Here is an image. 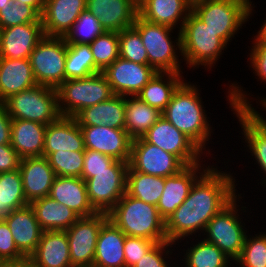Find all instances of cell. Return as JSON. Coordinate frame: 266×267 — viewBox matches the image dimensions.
Here are the masks:
<instances>
[{
  "instance_id": "23",
  "label": "cell",
  "mask_w": 266,
  "mask_h": 267,
  "mask_svg": "<svg viewBox=\"0 0 266 267\" xmlns=\"http://www.w3.org/2000/svg\"><path fill=\"white\" fill-rule=\"evenodd\" d=\"M86 10L99 19L105 31L130 28L138 15V8L129 0H87Z\"/></svg>"
},
{
  "instance_id": "5",
  "label": "cell",
  "mask_w": 266,
  "mask_h": 267,
  "mask_svg": "<svg viewBox=\"0 0 266 267\" xmlns=\"http://www.w3.org/2000/svg\"><path fill=\"white\" fill-rule=\"evenodd\" d=\"M227 43L191 11L181 29V55L190 67L209 66L218 60ZM199 65V66H198Z\"/></svg>"
},
{
  "instance_id": "4",
  "label": "cell",
  "mask_w": 266,
  "mask_h": 267,
  "mask_svg": "<svg viewBox=\"0 0 266 267\" xmlns=\"http://www.w3.org/2000/svg\"><path fill=\"white\" fill-rule=\"evenodd\" d=\"M56 91L61 117H75L84 108L114 96L103 72L85 78L65 80Z\"/></svg>"
},
{
  "instance_id": "19",
  "label": "cell",
  "mask_w": 266,
  "mask_h": 267,
  "mask_svg": "<svg viewBox=\"0 0 266 267\" xmlns=\"http://www.w3.org/2000/svg\"><path fill=\"white\" fill-rule=\"evenodd\" d=\"M201 168L199 162L186 166L181 172L165 178L164 190L157 204L159 215L164 221L183 203L193 184L209 169V166L205 170L203 168V172H198Z\"/></svg>"
},
{
  "instance_id": "57",
  "label": "cell",
  "mask_w": 266,
  "mask_h": 267,
  "mask_svg": "<svg viewBox=\"0 0 266 267\" xmlns=\"http://www.w3.org/2000/svg\"><path fill=\"white\" fill-rule=\"evenodd\" d=\"M191 6H193L194 4H196V3H199V2H201V1H203V0H186Z\"/></svg>"
},
{
  "instance_id": "58",
  "label": "cell",
  "mask_w": 266,
  "mask_h": 267,
  "mask_svg": "<svg viewBox=\"0 0 266 267\" xmlns=\"http://www.w3.org/2000/svg\"><path fill=\"white\" fill-rule=\"evenodd\" d=\"M261 102L262 103H260V104H262V106H264V109H265L266 108V99L265 98L262 99Z\"/></svg>"
},
{
  "instance_id": "55",
  "label": "cell",
  "mask_w": 266,
  "mask_h": 267,
  "mask_svg": "<svg viewBox=\"0 0 266 267\" xmlns=\"http://www.w3.org/2000/svg\"><path fill=\"white\" fill-rule=\"evenodd\" d=\"M12 0H0V11L2 8L11 5Z\"/></svg>"
},
{
  "instance_id": "42",
  "label": "cell",
  "mask_w": 266,
  "mask_h": 267,
  "mask_svg": "<svg viewBox=\"0 0 266 267\" xmlns=\"http://www.w3.org/2000/svg\"><path fill=\"white\" fill-rule=\"evenodd\" d=\"M119 35V57L141 65H149L147 50L142 43L140 34L133 28H127Z\"/></svg>"
},
{
  "instance_id": "6",
  "label": "cell",
  "mask_w": 266,
  "mask_h": 267,
  "mask_svg": "<svg viewBox=\"0 0 266 267\" xmlns=\"http://www.w3.org/2000/svg\"><path fill=\"white\" fill-rule=\"evenodd\" d=\"M251 5V1L203 0L192 6V12L228 44L248 20L253 10Z\"/></svg>"
},
{
  "instance_id": "33",
  "label": "cell",
  "mask_w": 266,
  "mask_h": 267,
  "mask_svg": "<svg viewBox=\"0 0 266 267\" xmlns=\"http://www.w3.org/2000/svg\"><path fill=\"white\" fill-rule=\"evenodd\" d=\"M162 116L157 108L149 106L136 96L125 102V130L132 140L142 138Z\"/></svg>"
},
{
  "instance_id": "24",
  "label": "cell",
  "mask_w": 266,
  "mask_h": 267,
  "mask_svg": "<svg viewBox=\"0 0 266 267\" xmlns=\"http://www.w3.org/2000/svg\"><path fill=\"white\" fill-rule=\"evenodd\" d=\"M48 196L71 208L79 217H89L97 213L90 204L85 180L82 178L56 176Z\"/></svg>"
},
{
  "instance_id": "45",
  "label": "cell",
  "mask_w": 266,
  "mask_h": 267,
  "mask_svg": "<svg viewBox=\"0 0 266 267\" xmlns=\"http://www.w3.org/2000/svg\"><path fill=\"white\" fill-rule=\"evenodd\" d=\"M115 161L116 160L110 156L85 148L81 178L87 180L92 177V173L109 171V167Z\"/></svg>"
},
{
  "instance_id": "52",
  "label": "cell",
  "mask_w": 266,
  "mask_h": 267,
  "mask_svg": "<svg viewBox=\"0 0 266 267\" xmlns=\"http://www.w3.org/2000/svg\"><path fill=\"white\" fill-rule=\"evenodd\" d=\"M0 267H31L29 258L0 261Z\"/></svg>"
},
{
  "instance_id": "43",
  "label": "cell",
  "mask_w": 266,
  "mask_h": 267,
  "mask_svg": "<svg viewBox=\"0 0 266 267\" xmlns=\"http://www.w3.org/2000/svg\"><path fill=\"white\" fill-rule=\"evenodd\" d=\"M37 21H41V14L19 0H12L11 5L0 11V29Z\"/></svg>"
},
{
  "instance_id": "27",
  "label": "cell",
  "mask_w": 266,
  "mask_h": 267,
  "mask_svg": "<svg viewBox=\"0 0 266 267\" xmlns=\"http://www.w3.org/2000/svg\"><path fill=\"white\" fill-rule=\"evenodd\" d=\"M126 235L110 219L101 227L96 243L94 267H126Z\"/></svg>"
},
{
  "instance_id": "40",
  "label": "cell",
  "mask_w": 266,
  "mask_h": 267,
  "mask_svg": "<svg viewBox=\"0 0 266 267\" xmlns=\"http://www.w3.org/2000/svg\"><path fill=\"white\" fill-rule=\"evenodd\" d=\"M89 45L94 64L101 72L119 57V35L116 31H105Z\"/></svg>"
},
{
  "instance_id": "7",
  "label": "cell",
  "mask_w": 266,
  "mask_h": 267,
  "mask_svg": "<svg viewBox=\"0 0 266 267\" xmlns=\"http://www.w3.org/2000/svg\"><path fill=\"white\" fill-rule=\"evenodd\" d=\"M12 119H22L49 125L59 117L55 88L35 85L11 95L2 103Z\"/></svg>"
},
{
  "instance_id": "34",
  "label": "cell",
  "mask_w": 266,
  "mask_h": 267,
  "mask_svg": "<svg viewBox=\"0 0 266 267\" xmlns=\"http://www.w3.org/2000/svg\"><path fill=\"white\" fill-rule=\"evenodd\" d=\"M165 75L168 77L167 82L163 78ZM181 77L179 73L157 72L136 97L162 112L170 102L174 91L183 82Z\"/></svg>"
},
{
  "instance_id": "35",
  "label": "cell",
  "mask_w": 266,
  "mask_h": 267,
  "mask_svg": "<svg viewBox=\"0 0 266 267\" xmlns=\"http://www.w3.org/2000/svg\"><path fill=\"white\" fill-rule=\"evenodd\" d=\"M165 177L143 174L130 166L127 171L126 193L136 199L157 206L162 196Z\"/></svg>"
},
{
  "instance_id": "46",
  "label": "cell",
  "mask_w": 266,
  "mask_h": 267,
  "mask_svg": "<svg viewBox=\"0 0 266 267\" xmlns=\"http://www.w3.org/2000/svg\"><path fill=\"white\" fill-rule=\"evenodd\" d=\"M152 241L140 237L126 236L124 242V256L126 267H132L156 244Z\"/></svg>"
},
{
  "instance_id": "48",
  "label": "cell",
  "mask_w": 266,
  "mask_h": 267,
  "mask_svg": "<svg viewBox=\"0 0 266 267\" xmlns=\"http://www.w3.org/2000/svg\"><path fill=\"white\" fill-rule=\"evenodd\" d=\"M172 242L162 241L156 243L136 264L132 267H169L165 258L164 253L169 254V248L172 247ZM165 248V249H164ZM166 251V252H165ZM164 252V253H163ZM164 258V259H163ZM171 267V266H170Z\"/></svg>"
},
{
  "instance_id": "49",
  "label": "cell",
  "mask_w": 266,
  "mask_h": 267,
  "mask_svg": "<svg viewBox=\"0 0 266 267\" xmlns=\"http://www.w3.org/2000/svg\"><path fill=\"white\" fill-rule=\"evenodd\" d=\"M250 53V61L256 75L266 82V44L254 43Z\"/></svg>"
},
{
  "instance_id": "16",
  "label": "cell",
  "mask_w": 266,
  "mask_h": 267,
  "mask_svg": "<svg viewBox=\"0 0 266 267\" xmlns=\"http://www.w3.org/2000/svg\"><path fill=\"white\" fill-rule=\"evenodd\" d=\"M114 95L136 96L156 75L150 65H141L118 57L104 71Z\"/></svg>"
},
{
  "instance_id": "15",
  "label": "cell",
  "mask_w": 266,
  "mask_h": 267,
  "mask_svg": "<svg viewBox=\"0 0 266 267\" xmlns=\"http://www.w3.org/2000/svg\"><path fill=\"white\" fill-rule=\"evenodd\" d=\"M143 138L148 143L177 156L186 166L200 162L202 150L163 116L148 129Z\"/></svg>"
},
{
  "instance_id": "47",
  "label": "cell",
  "mask_w": 266,
  "mask_h": 267,
  "mask_svg": "<svg viewBox=\"0 0 266 267\" xmlns=\"http://www.w3.org/2000/svg\"><path fill=\"white\" fill-rule=\"evenodd\" d=\"M26 257L18 250L11 231L2 218L0 220V261L20 260Z\"/></svg>"
},
{
  "instance_id": "30",
  "label": "cell",
  "mask_w": 266,
  "mask_h": 267,
  "mask_svg": "<svg viewBox=\"0 0 266 267\" xmlns=\"http://www.w3.org/2000/svg\"><path fill=\"white\" fill-rule=\"evenodd\" d=\"M37 85L29 59L0 58V102Z\"/></svg>"
},
{
  "instance_id": "18",
  "label": "cell",
  "mask_w": 266,
  "mask_h": 267,
  "mask_svg": "<svg viewBox=\"0 0 266 267\" xmlns=\"http://www.w3.org/2000/svg\"><path fill=\"white\" fill-rule=\"evenodd\" d=\"M44 36L41 21L1 29L0 58L29 59Z\"/></svg>"
},
{
  "instance_id": "21",
  "label": "cell",
  "mask_w": 266,
  "mask_h": 267,
  "mask_svg": "<svg viewBox=\"0 0 266 267\" xmlns=\"http://www.w3.org/2000/svg\"><path fill=\"white\" fill-rule=\"evenodd\" d=\"M19 171L27 202L47 197L56 177L46 157L21 158Z\"/></svg>"
},
{
  "instance_id": "37",
  "label": "cell",
  "mask_w": 266,
  "mask_h": 267,
  "mask_svg": "<svg viewBox=\"0 0 266 267\" xmlns=\"http://www.w3.org/2000/svg\"><path fill=\"white\" fill-rule=\"evenodd\" d=\"M99 72L89 44H67L65 80L85 78Z\"/></svg>"
},
{
  "instance_id": "14",
  "label": "cell",
  "mask_w": 266,
  "mask_h": 267,
  "mask_svg": "<svg viewBox=\"0 0 266 267\" xmlns=\"http://www.w3.org/2000/svg\"><path fill=\"white\" fill-rule=\"evenodd\" d=\"M129 166L134 171L165 178L186 167L177 156L148 143L143 137L132 140Z\"/></svg>"
},
{
  "instance_id": "28",
  "label": "cell",
  "mask_w": 266,
  "mask_h": 267,
  "mask_svg": "<svg viewBox=\"0 0 266 267\" xmlns=\"http://www.w3.org/2000/svg\"><path fill=\"white\" fill-rule=\"evenodd\" d=\"M126 96L114 95L110 99L84 108L74 118L79 126L106 125L125 129Z\"/></svg>"
},
{
  "instance_id": "26",
  "label": "cell",
  "mask_w": 266,
  "mask_h": 267,
  "mask_svg": "<svg viewBox=\"0 0 266 267\" xmlns=\"http://www.w3.org/2000/svg\"><path fill=\"white\" fill-rule=\"evenodd\" d=\"M29 260L31 267H72L66 232L43 231Z\"/></svg>"
},
{
  "instance_id": "13",
  "label": "cell",
  "mask_w": 266,
  "mask_h": 267,
  "mask_svg": "<svg viewBox=\"0 0 266 267\" xmlns=\"http://www.w3.org/2000/svg\"><path fill=\"white\" fill-rule=\"evenodd\" d=\"M108 219V213L97 212L89 217H80L65 231L72 267L93 266L99 231Z\"/></svg>"
},
{
  "instance_id": "22",
  "label": "cell",
  "mask_w": 266,
  "mask_h": 267,
  "mask_svg": "<svg viewBox=\"0 0 266 267\" xmlns=\"http://www.w3.org/2000/svg\"><path fill=\"white\" fill-rule=\"evenodd\" d=\"M3 219L11 231L18 250L29 258L35 252L43 233L30 204L13 210Z\"/></svg>"
},
{
  "instance_id": "53",
  "label": "cell",
  "mask_w": 266,
  "mask_h": 267,
  "mask_svg": "<svg viewBox=\"0 0 266 267\" xmlns=\"http://www.w3.org/2000/svg\"><path fill=\"white\" fill-rule=\"evenodd\" d=\"M19 1H21L25 5L34 7L40 14H42L46 0H19Z\"/></svg>"
},
{
  "instance_id": "3",
  "label": "cell",
  "mask_w": 266,
  "mask_h": 267,
  "mask_svg": "<svg viewBox=\"0 0 266 267\" xmlns=\"http://www.w3.org/2000/svg\"><path fill=\"white\" fill-rule=\"evenodd\" d=\"M108 218L126 236L156 241H167L165 221L159 215L157 206L145 203L125 193L108 212Z\"/></svg>"
},
{
  "instance_id": "25",
  "label": "cell",
  "mask_w": 266,
  "mask_h": 267,
  "mask_svg": "<svg viewBox=\"0 0 266 267\" xmlns=\"http://www.w3.org/2000/svg\"><path fill=\"white\" fill-rule=\"evenodd\" d=\"M85 151L84 138L74 117H59L46 127L43 157L56 151Z\"/></svg>"
},
{
  "instance_id": "31",
  "label": "cell",
  "mask_w": 266,
  "mask_h": 267,
  "mask_svg": "<svg viewBox=\"0 0 266 267\" xmlns=\"http://www.w3.org/2000/svg\"><path fill=\"white\" fill-rule=\"evenodd\" d=\"M192 6L186 0H145L138 8V15L151 23L175 27L181 20L180 31ZM185 14V15H184ZM183 16V17H182Z\"/></svg>"
},
{
  "instance_id": "2",
  "label": "cell",
  "mask_w": 266,
  "mask_h": 267,
  "mask_svg": "<svg viewBox=\"0 0 266 267\" xmlns=\"http://www.w3.org/2000/svg\"><path fill=\"white\" fill-rule=\"evenodd\" d=\"M199 95L195 85L182 82L162 111V116L203 151L211 136V126Z\"/></svg>"
},
{
  "instance_id": "39",
  "label": "cell",
  "mask_w": 266,
  "mask_h": 267,
  "mask_svg": "<svg viewBox=\"0 0 266 267\" xmlns=\"http://www.w3.org/2000/svg\"><path fill=\"white\" fill-rule=\"evenodd\" d=\"M104 32L99 19L86 10L80 14L64 39L67 44H90Z\"/></svg>"
},
{
  "instance_id": "54",
  "label": "cell",
  "mask_w": 266,
  "mask_h": 267,
  "mask_svg": "<svg viewBox=\"0 0 266 267\" xmlns=\"http://www.w3.org/2000/svg\"><path fill=\"white\" fill-rule=\"evenodd\" d=\"M253 43L266 44V21L264 22L260 31H258V34L256 35V38H255V42H253Z\"/></svg>"
},
{
  "instance_id": "11",
  "label": "cell",
  "mask_w": 266,
  "mask_h": 267,
  "mask_svg": "<svg viewBox=\"0 0 266 267\" xmlns=\"http://www.w3.org/2000/svg\"><path fill=\"white\" fill-rule=\"evenodd\" d=\"M233 84L229 86L232 89L227 96L233 107L231 109L239 118L247 146L253 153L252 156H255L256 162L266 174V120L251 107L246 95L241 91L242 88Z\"/></svg>"
},
{
  "instance_id": "36",
  "label": "cell",
  "mask_w": 266,
  "mask_h": 267,
  "mask_svg": "<svg viewBox=\"0 0 266 267\" xmlns=\"http://www.w3.org/2000/svg\"><path fill=\"white\" fill-rule=\"evenodd\" d=\"M19 169L0 173V216L4 218L13 210L28 205Z\"/></svg>"
},
{
  "instance_id": "51",
  "label": "cell",
  "mask_w": 266,
  "mask_h": 267,
  "mask_svg": "<svg viewBox=\"0 0 266 267\" xmlns=\"http://www.w3.org/2000/svg\"><path fill=\"white\" fill-rule=\"evenodd\" d=\"M12 118L8 115L6 107L0 105V145L10 144L11 142Z\"/></svg>"
},
{
  "instance_id": "29",
  "label": "cell",
  "mask_w": 266,
  "mask_h": 267,
  "mask_svg": "<svg viewBox=\"0 0 266 267\" xmlns=\"http://www.w3.org/2000/svg\"><path fill=\"white\" fill-rule=\"evenodd\" d=\"M47 125L12 119L10 145L21 158L43 157Z\"/></svg>"
},
{
  "instance_id": "1",
  "label": "cell",
  "mask_w": 266,
  "mask_h": 267,
  "mask_svg": "<svg viewBox=\"0 0 266 267\" xmlns=\"http://www.w3.org/2000/svg\"><path fill=\"white\" fill-rule=\"evenodd\" d=\"M233 179L230 173L209 168L193 184L183 203L165 221L167 241L175 243L199 229L204 231L209 220L236 196Z\"/></svg>"
},
{
  "instance_id": "10",
  "label": "cell",
  "mask_w": 266,
  "mask_h": 267,
  "mask_svg": "<svg viewBox=\"0 0 266 267\" xmlns=\"http://www.w3.org/2000/svg\"><path fill=\"white\" fill-rule=\"evenodd\" d=\"M236 198L237 195L212 217L204 230L208 236L204 240L216 245L230 259L235 261L241 255L247 236L243 229L244 226L236 215L238 212Z\"/></svg>"
},
{
  "instance_id": "20",
  "label": "cell",
  "mask_w": 266,
  "mask_h": 267,
  "mask_svg": "<svg viewBox=\"0 0 266 267\" xmlns=\"http://www.w3.org/2000/svg\"><path fill=\"white\" fill-rule=\"evenodd\" d=\"M87 0H46L41 14L45 36L64 37L80 14L86 11Z\"/></svg>"
},
{
  "instance_id": "38",
  "label": "cell",
  "mask_w": 266,
  "mask_h": 267,
  "mask_svg": "<svg viewBox=\"0 0 266 267\" xmlns=\"http://www.w3.org/2000/svg\"><path fill=\"white\" fill-rule=\"evenodd\" d=\"M185 267H228L230 258L216 245L203 240L186 250Z\"/></svg>"
},
{
  "instance_id": "8",
  "label": "cell",
  "mask_w": 266,
  "mask_h": 267,
  "mask_svg": "<svg viewBox=\"0 0 266 267\" xmlns=\"http://www.w3.org/2000/svg\"><path fill=\"white\" fill-rule=\"evenodd\" d=\"M139 34L147 50L148 63L157 72H173L180 74V64L176 50H181V31L175 45L171 40L172 27L151 23L137 15L132 26Z\"/></svg>"
},
{
  "instance_id": "32",
  "label": "cell",
  "mask_w": 266,
  "mask_h": 267,
  "mask_svg": "<svg viewBox=\"0 0 266 267\" xmlns=\"http://www.w3.org/2000/svg\"><path fill=\"white\" fill-rule=\"evenodd\" d=\"M43 231H66L80 217L67 206L49 196L30 203Z\"/></svg>"
},
{
  "instance_id": "44",
  "label": "cell",
  "mask_w": 266,
  "mask_h": 267,
  "mask_svg": "<svg viewBox=\"0 0 266 267\" xmlns=\"http://www.w3.org/2000/svg\"><path fill=\"white\" fill-rule=\"evenodd\" d=\"M247 238L236 264L241 267H266V234Z\"/></svg>"
},
{
  "instance_id": "56",
  "label": "cell",
  "mask_w": 266,
  "mask_h": 267,
  "mask_svg": "<svg viewBox=\"0 0 266 267\" xmlns=\"http://www.w3.org/2000/svg\"><path fill=\"white\" fill-rule=\"evenodd\" d=\"M135 7L139 8L145 0H129Z\"/></svg>"
},
{
  "instance_id": "9",
  "label": "cell",
  "mask_w": 266,
  "mask_h": 267,
  "mask_svg": "<svg viewBox=\"0 0 266 267\" xmlns=\"http://www.w3.org/2000/svg\"><path fill=\"white\" fill-rule=\"evenodd\" d=\"M66 55L64 37L44 36L29 57L36 83L57 89L65 81Z\"/></svg>"
},
{
  "instance_id": "50",
  "label": "cell",
  "mask_w": 266,
  "mask_h": 267,
  "mask_svg": "<svg viewBox=\"0 0 266 267\" xmlns=\"http://www.w3.org/2000/svg\"><path fill=\"white\" fill-rule=\"evenodd\" d=\"M21 157L10 144L0 145V173L19 169Z\"/></svg>"
},
{
  "instance_id": "41",
  "label": "cell",
  "mask_w": 266,
  "mask_h": 267,
  "mask_svg": "<svg viewBox=\"0 0 266 267\" xmlns=\"http://www.w3.org/2000/svg\"><path fill=\"white\" fill-rule=\"evenodd\" d=\"M56 176L81 178L84 151H56L47 157Z\"/></svg>"
},
{
  "instance_id": "12",
  "label": "cell",
  "mask_w": 266,
  "mask_h": 267,
  "mask_svg": "<svg viewBox=\"0 0 266 267\" xmlns=\"http://www.w3.org/2000/svg\"><path fill=\"white\" fill-rule=\"evenodd\" d=\"M129 162L116 160L109 171L92 173L85 180L90 204L97 212L108 213L126 193Z\"/></svg>"
},
{
  "instance_id": "17",
  "label": "cell",
  "mask_w": 266,
  "mask_h": 267,
  "mask_svg": "<svg viewBox=\"0 0 266 267\" xmlns=\"http://www.w3.org/2000/svg\"><path fill=\"white\" fill-rule=\"evenodd\" d=\"M85 148L98 151L115 160L129 162L132 139L125 129L106 125L80 126Z\"/></svg>"
}]
</instances>
